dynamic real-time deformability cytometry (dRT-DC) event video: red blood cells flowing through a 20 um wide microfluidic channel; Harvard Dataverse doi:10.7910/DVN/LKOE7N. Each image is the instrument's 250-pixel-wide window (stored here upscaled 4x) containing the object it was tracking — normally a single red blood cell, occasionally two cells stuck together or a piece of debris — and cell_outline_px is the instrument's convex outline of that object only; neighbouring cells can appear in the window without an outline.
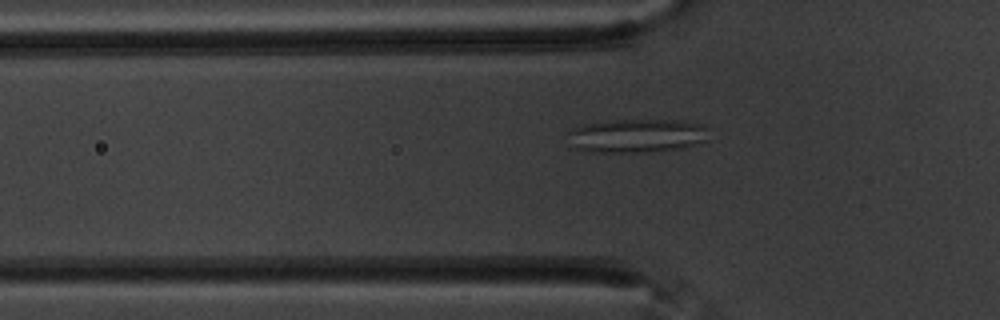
{"species": "common noctule bat (a hibernating species)", "species_latin": "Nyctalus noctula", "temperature_condition": "warm", "stored_images_in_passage": 51, "camera_frame_rate_fps": 3000, "um_per_image_px": 0.085, "animal": {"sex": "male", "body_mass_g": 20.1, "forearm_length_mm": 53.5}, "frame": {"image": 1, "passage_image": 12, "time_ms": 3.667, "image_size_px": [1000, 320], "cell_outline_px": [[708, 140], [700, 144], [684, 148], [648, 152], [592, 152], [576, 148], [568, 132], [572, 128], [584, 124], [608, 120], [684, 120], [704, 124], [708, 128]], "centroid_in_image_um": [54.24, 11.53], "position_along_channel_um": 71.6, "area_um2": 28.03}}
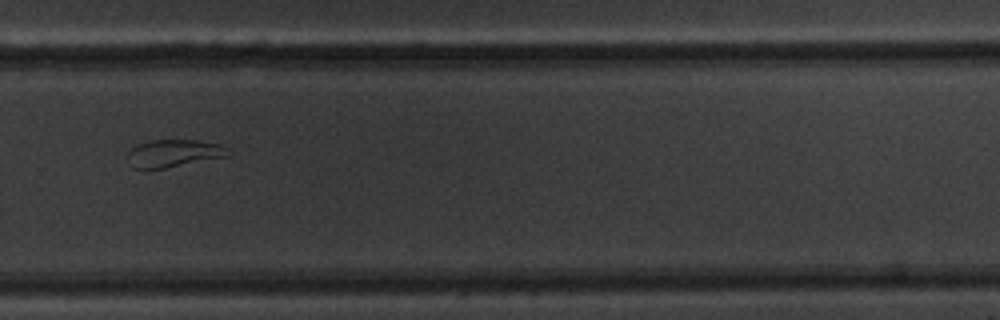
{"frame": {"image": 2, "passage_image": 33, "time_ms": 10.667, "image_size_px": [1000, 320], "cell_outline_px": [[232, 152], [228, 156], [164, 168], [132, 168], [128, 156], [128, 152], [136, 144], [152, 140], [196, 140], [220, 144], [228, 148]], "centroid_in_image_um": [14.8, 13.01], "position_along_channel_um": 315.0, "area_um2": 16.01}}
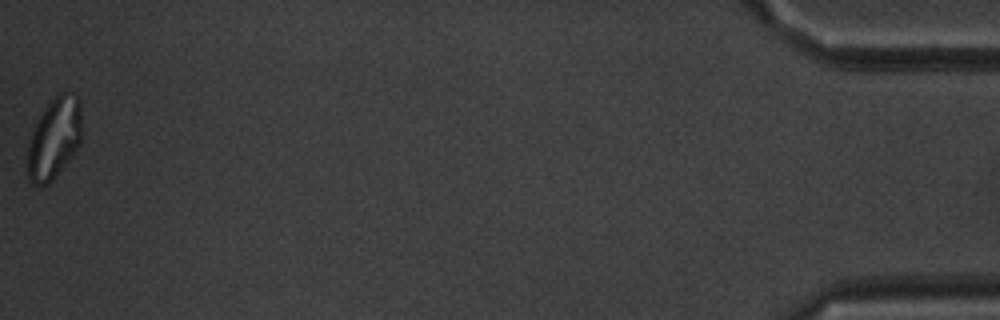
{"frame": {"image": 3, "passage_image": 51, "time_ms": 16.667, "image_size_px": [1000, 320], "cell_outline_px": [[80, 144], [72, 156], [52, 180], [44, 188], [32, 184], [28, 180], [28, 144], [32, 132], [44, 108], [60, 92], [76, 92], [80, 96]], "centroid_in_image_um": [4.61, 11.77], "position_along_channel_um": 430.6, "area_um2": 25.66}, "authors_computed_cell_mechanics": {"area_um2": 23.8136, "velocity_mm_per_s": 3.471, "shape_relaxation_time_tau1_ms": null, "shape_relaxation_time_tau2_ms": 1.9312, "deformation_change_tau1": null, "deformation_change_tau2": 0.0916}}